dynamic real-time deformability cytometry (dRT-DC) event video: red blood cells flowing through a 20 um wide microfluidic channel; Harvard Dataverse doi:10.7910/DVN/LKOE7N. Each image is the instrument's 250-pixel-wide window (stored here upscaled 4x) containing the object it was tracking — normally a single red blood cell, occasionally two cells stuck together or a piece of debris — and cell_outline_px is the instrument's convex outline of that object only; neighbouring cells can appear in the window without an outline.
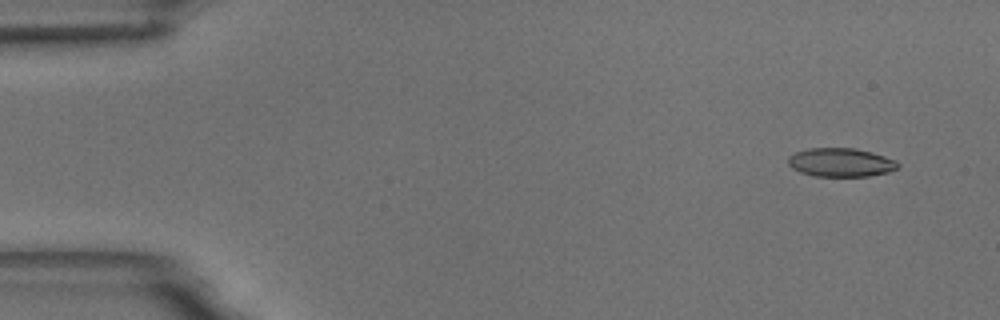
{"species": "common noctule bat (a hibernating species)", "species_latin": "Nyctalus noctula", "temperature_condition": "room temperature", "stored_images_in_passage": 55, "camera_frame_rate_fps": 3000, "um_per_image_px": 0.085, "animal": {"sex": "male", "body_mass_g": 18.8}, "frame": {"image": 1, "passage_image": 4, "time_ms": 1.0, "image_size_px": [1000, 320], "cell_outline_px": [[900, 164], [896, 168], [888, 172], [868, 176], [812, 176], [800, 172], [792, 168], [788, 164], [788, 156], [796, 152], [808, 148], [856, 148], [872, 152], [896, 160]], "centroid_in_image_um": [71.45, 13.8], "position_along_channel_um": 13.6, "area_um2": 18.38}}
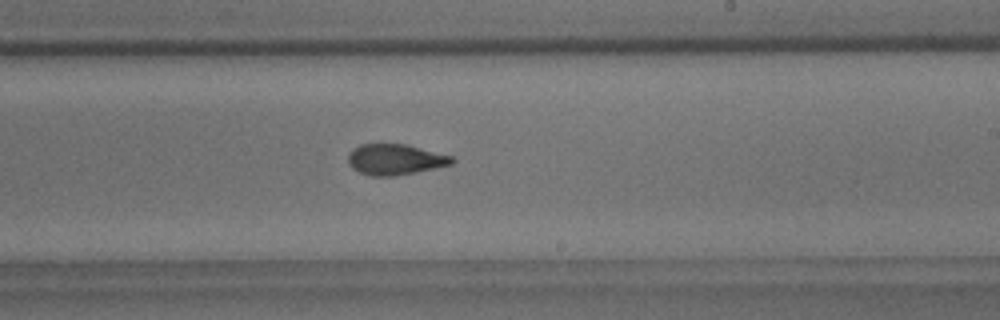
{"frame": {"image": 2, "passage_image": 33, "time_ms": 10.667, "image_size_px": [1000, 320], "cell_outline_px": [[456, 160], [452, 164], [436, 168], [416, 172], [392, 176], [372, 176], [360, 172], [352, 168], [348, 164], [348, 152], [352, 148], [360, 144], [408, 144], [452, 156]], "centroid_in_image_um": [33.58, 13.54], "position_along_channel_um": 255.4, "area_um2": 18.79}}
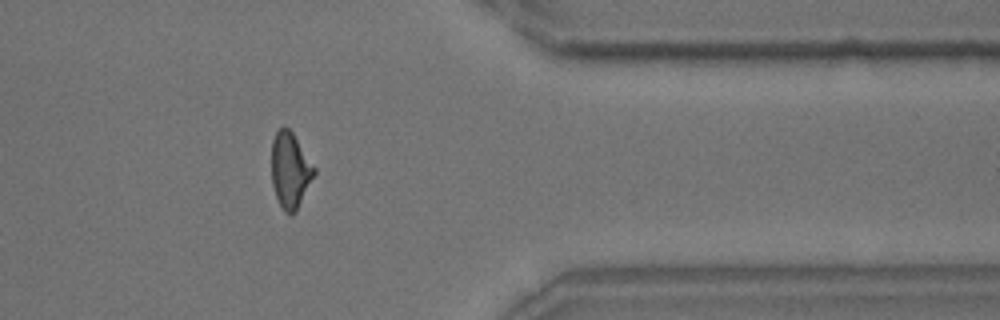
{"frame": {"image": 3, "passage_image": 45, "time_ms": 14.667, "image_size_px": [1000, 320], "cell_outline_px": [[316, 172], [296, 212], [284, 212], [276, 196], [272, 184], [272, 140], [276, 132], [284, 124], [292, 132], [316, 168]], "centroid_in_image_um": [24.67, 14.44], "position_along_channel_um": 386.7, "area_um2": 18.67}, "authors_computed_cell_mechanics": {"area_um2": 19.0162, "velocity_mm_per_s": 3.6752, "shape_relaxation_time_tau1_ms": 6.1556, "shape_relaxation_time_tau2_ms": 1.8112, "deformation_change_tau1": 0.1581, "deformation_change_tau2": 0.0824}}